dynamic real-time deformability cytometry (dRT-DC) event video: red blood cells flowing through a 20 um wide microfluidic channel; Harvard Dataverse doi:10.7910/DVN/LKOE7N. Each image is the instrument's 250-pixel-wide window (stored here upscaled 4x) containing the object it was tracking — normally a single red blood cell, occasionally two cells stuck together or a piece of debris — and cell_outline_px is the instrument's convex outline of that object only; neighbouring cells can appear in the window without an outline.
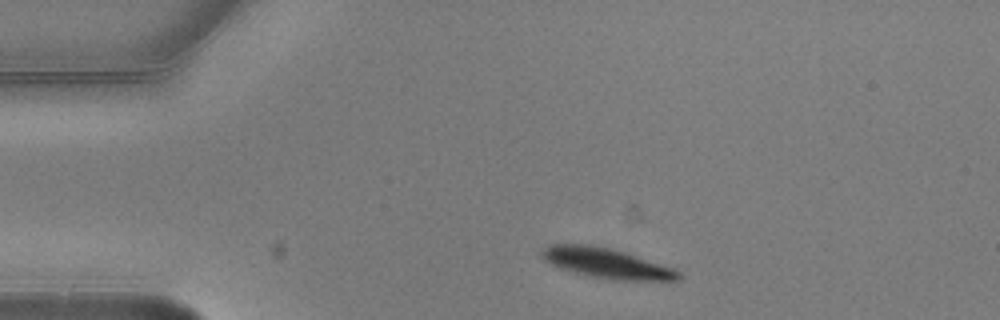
{"species": "common noctule bat (a hibernating species)", "species_latin": "Nyctalus noctula", "temperature_condition": "warm", "stored_images_in_passage": 6, "camera_frame_rate_fps": 3000, "um_per_image_px": 0.085, "animal": {"sex": "male", "body_mass_g": 20.5, "forearm_length_mm": 52.5}, "frame": {"image": 1, "passage_image": 1, "time_ms": 0.0, "image_size_px": [1000, 320], "cell_outline_px": [[680, 280], [612, 280], [588, 276], [560, 268], [544, 260], [540, 252], [548, 244], [592, 244], [624, 252], [676, 268], [680, 272]], "centroid_in_image_um": [51.56, 22.37], "position_along_channel_um": 33.4, "area_um2": 23.99}}
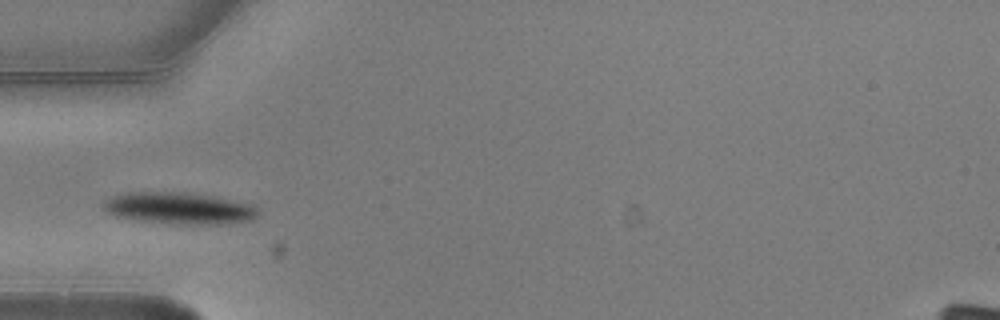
{"frame": {"image": 2, "passage_image": 3, "time_ms": 0.667, "image_size_px": [1000, 320], "cell_outline_px": [[260, 212], [252, 220], [220, 224], [168, 224], [136, 220], [116, 216], [104, 212], [100, 204], [104, 200], [112, 196], [128, 192], [192, 192], [228, 200], [244, 204], [256, 208]], "centroid_in_image_um": [15.09, 17.71], "position_along_channel_um": 69.9, "area_um2": 28.61}}
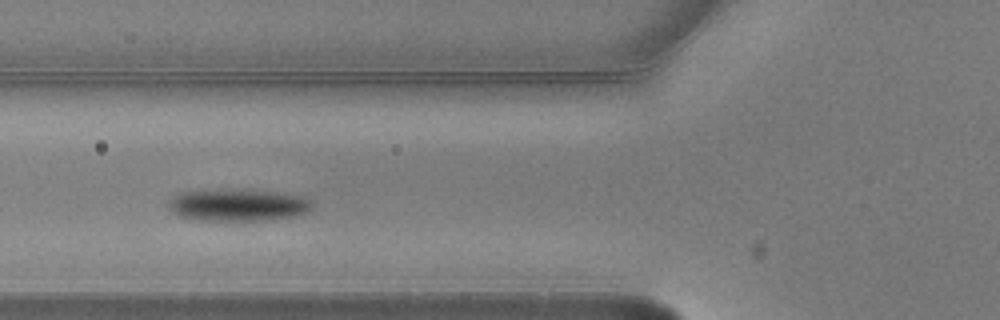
{"frame": {"image": 3, "passage_image": 4, "time_ms": 1.0, "image_size_px": [1000, 320], "cell_outline_px": [[312, 208], [308, 212], [272, 220], [196, 220], [180, 216], [172, 212], [168, 208], [168, 200], [172, 196], [180, 192], [276, 192], [300, 196], [308, 200], [312, 204]], "centroid_in_image_um": [20.19, 17.48], "position_along_channel_um": 105.6, "area_um2": 25.66}}